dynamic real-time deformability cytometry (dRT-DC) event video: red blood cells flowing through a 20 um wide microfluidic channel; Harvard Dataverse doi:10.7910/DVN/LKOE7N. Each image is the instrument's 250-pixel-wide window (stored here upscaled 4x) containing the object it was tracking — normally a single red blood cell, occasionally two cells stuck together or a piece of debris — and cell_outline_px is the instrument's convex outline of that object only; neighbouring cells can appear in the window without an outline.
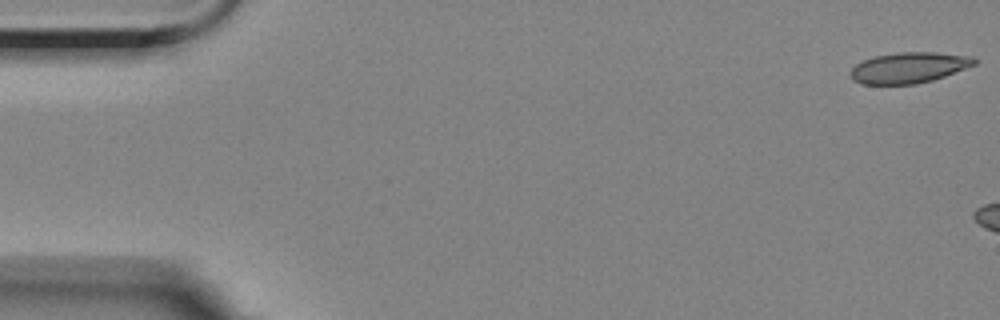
{"species": "Egyptian fruit bat (a non-hibernating species)", "species_latin": "Rousettus aegyptiacus", "temperature_condition": "room temperature", "stored_images_in_passage": 5, "camera_frame_rate_fps": 3000, "um_per_image_px": 0.085, "animal": {"sex": "female"}, "frame": {"image": 1, "passage_image": 1, "time_ms": 0.0, "image_size_px": [1000, 320], "cell_outline_px": [[976, 64], [944, 76], [932, 80], [916, 84], [864, 84], [852, 80], [848, 72], [856, 64], [864, 60], [876, 56], [896, 52], [936, 52], [972, 56], [976, 60]], "centroid_in_image_um": [77.23, 5.75], "position_along_channel_um": 7.8, "area_um2": 22.2}}